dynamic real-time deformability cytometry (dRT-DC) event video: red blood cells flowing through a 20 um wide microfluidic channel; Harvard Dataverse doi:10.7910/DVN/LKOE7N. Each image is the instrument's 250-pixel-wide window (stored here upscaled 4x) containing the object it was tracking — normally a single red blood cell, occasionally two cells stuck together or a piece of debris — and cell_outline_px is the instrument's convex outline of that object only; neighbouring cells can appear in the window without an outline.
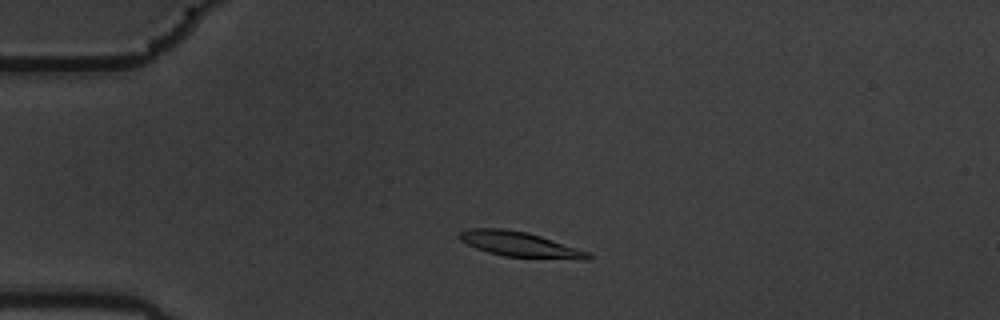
{"species": "common noctule bat (a hibernating species)", "species_latin": "Nyctalus noctula", "temperature_condition": "warm", "stored_images_in_passage": 49, "camera_frame_rate_fps": 3000, "um_per_image_px": 0.085, "animal": {"sex": "male", "body_mass_g": 19.5, "forearm_length_mm": 54.6}, "frame": {"image": 1, "passage_image": 5, "time_ms": 1.333, "image_size_px": [1000, 320], "cell_outline_px": [[592, 256], [588, 260], [580, 260], [504, 256], [488, 252], [476, 248], [460, 240], [460, 232], [468, 228], [504, 228], [528, 232], [588, 252]], "centroid_in_image_um": [44.19, 20.77], "position_along_channel_um": 40.8, "area_um2": 18.67}}
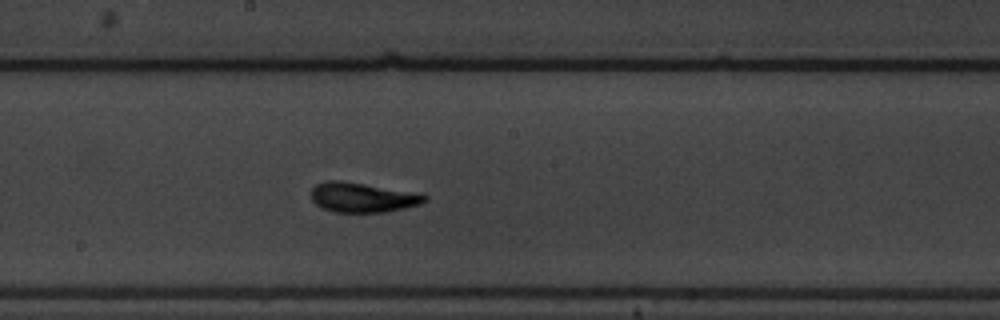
{"frame": {"image": 2, "passage_image": 23, "time_ms": 7.333, "image_size_px": [1000, 320], "cell_outline_px": [[428, 200], [420, 204], [404, 208], [384, 212], [332, 212], [320, 208], [312, 200], [312, 188], [316, 184], [324, 180], [340, 180], [420, 192], [428, 196]], "centroid_in_image_um": [30.84, 16.77], "position_along_channel_um": 217.4, "area_um2": 20.06}}
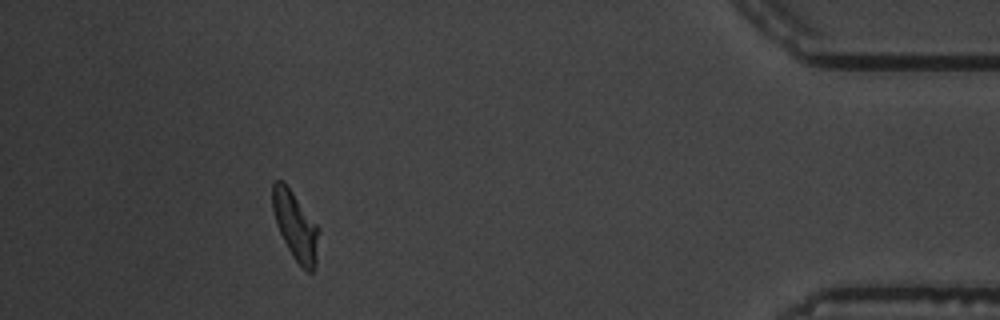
{"frame": {"image": 3, "passage_image": 44, "time_ms": 14.333, "image_size_px": [1000, 320], "cell_outline_px": [[320, 228], [316, 264], [312, 272], [308, 272], [292, 256], [276, 224], [272, 208], [272, 184], [276, 180], [284, 180]], "centroid_in_image_um": [25.12, 19.16], "position_along_channel_um": 410.1, "area_um2": 18.5}, "authors_computed_cell_mechanics": {"area_um2": 18.9584, "velocity_mm_per_s": 3.489, "shape_relaxation_time_tau1_ms": 3.8131, "shape_relaxation_time_tau2_ms": 2.1473, "deformation_change_tau1": 0.1688, "deformation_change_tau2": 0.0802}}